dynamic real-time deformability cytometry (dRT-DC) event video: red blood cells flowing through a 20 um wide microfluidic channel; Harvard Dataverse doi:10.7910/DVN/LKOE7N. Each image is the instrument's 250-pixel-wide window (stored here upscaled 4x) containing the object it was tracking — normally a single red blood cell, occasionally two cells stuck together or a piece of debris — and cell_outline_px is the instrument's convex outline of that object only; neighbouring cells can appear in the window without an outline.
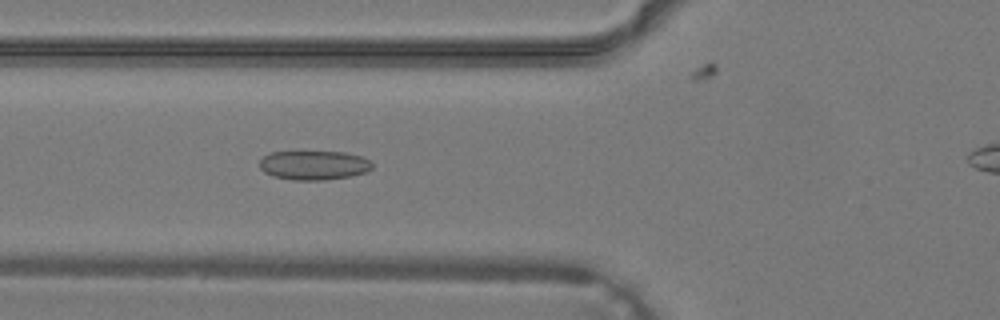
{"species": "common noctule bat (a hibernating species)", "species_latin": "Nyctalus noctula", "temperature_condition": "warm", "stored_images_in_passage": 31, "camera_frame_rate_fps": 3000, "um_per_image_px": 0.085, "animal": {"sex": "male", "body_mass_g": 19.2, "forearm_length_mm": 51.8}, "frame": {"image": 1, "passage_image": 10, "time_ms": 3.0, "image_size_px": [1000, 320], "cell_outline_px": [[372, 168], [364, 172], [352, 176], [324, 180], [292, 180], [272, 176], [264, 172], [260, 168], [260, 160], [268, 152], [344, 152], [360, 156], [368, 160], [372, 164]], "centroid_in_image_um": [26.64, 14.05], "position_along_channel_um": 99.2, "area_um2": 19.13}}
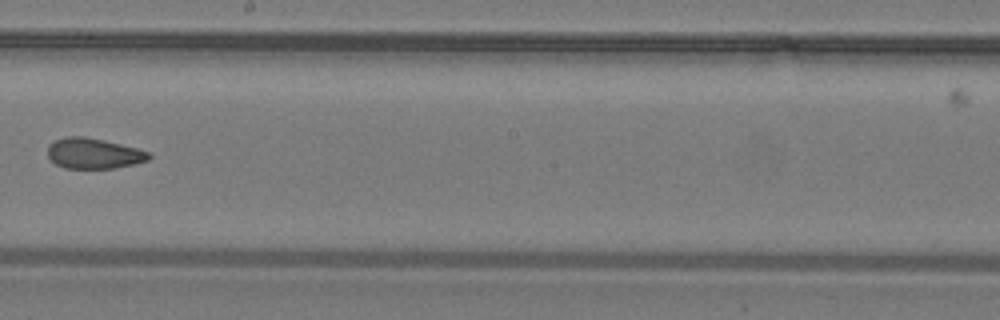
{"frame": {"image": 2, "passage_image": 18, "time_ms": 5.667, "image_size_px": [1000, 320], "cell_outline_px": [[152, 156], [148, 160], [132, 164], [112, 168], [64, 168], [56, 164], [48, 156], [48, 144], [64, 136], [84, 136], [104, 140], [136, 148], [148, 152]], "centroid_in_image_um": [7.93, 13.03], "position_along_channel_um": 240.3, "area_um2": 17.86}}
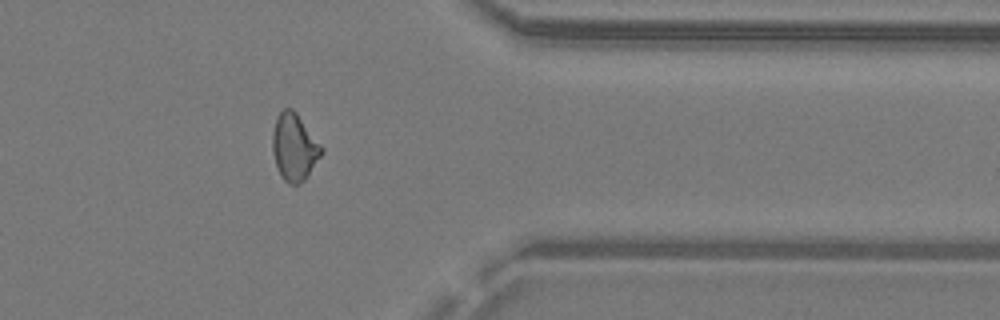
{"frame": {"image": 3, "passage_image": 27, "time_ms": 8.667, "image_size_px": [1000, 320], "cell_outline_px": [[324, 152], [308, 176], [300, 184], [288, 184], [280, 176], [272, 152], [272, 132], [276, 116], [284, 108], [292, 108], [296, 112], [324, 148]], "centroid_in_image_um": [25.02, 12.51], "position_along_channel_um": 386.4, "area_um2": 19.42}}